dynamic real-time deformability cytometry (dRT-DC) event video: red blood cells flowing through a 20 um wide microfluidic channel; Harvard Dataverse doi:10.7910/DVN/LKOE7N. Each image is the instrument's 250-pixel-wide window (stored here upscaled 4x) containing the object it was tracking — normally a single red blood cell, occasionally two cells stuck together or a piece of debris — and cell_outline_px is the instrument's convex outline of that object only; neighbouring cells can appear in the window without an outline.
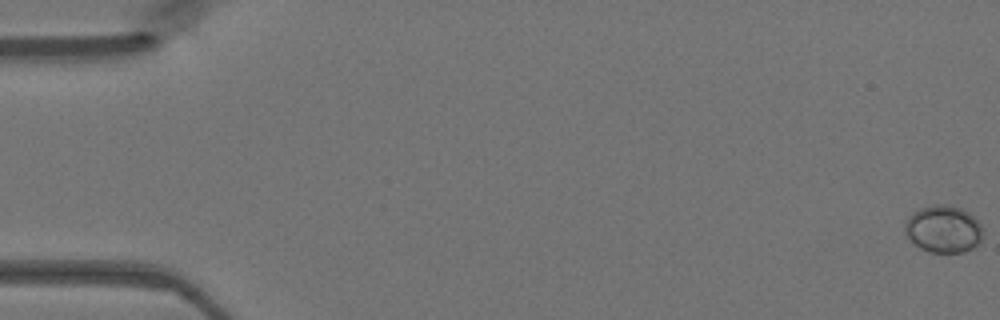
{"species": "Egyptian fruit bat (a non-hibernating species)", "species_latin": "Rousettus aegyptiacus", "temperature_condition": "warm", "stored_images_in_passage": 49, "camera_frame_rate_fps": 3000, "um_per_image_px": 0.085, "animal": {"sex": "female"}, "frame": {"image": 1, "passage_image": 1, "time_ms": 0.0, "image_size_px": [1000, 320], "cell_outline_px": [[980, 240], [972, 248], [964, 252], [928, 252], [912, 244], [908, 240], [904, 232], [904, 224], [908, 216], [912, 212], [920, 208], [936, 204], [948, 204], [960, 208], [968, 212], [980, 224]], "centroid_in_image_um": [80.1, 19.47], "position_along_channel_um": 4.9, "area_um2": 21.5}}
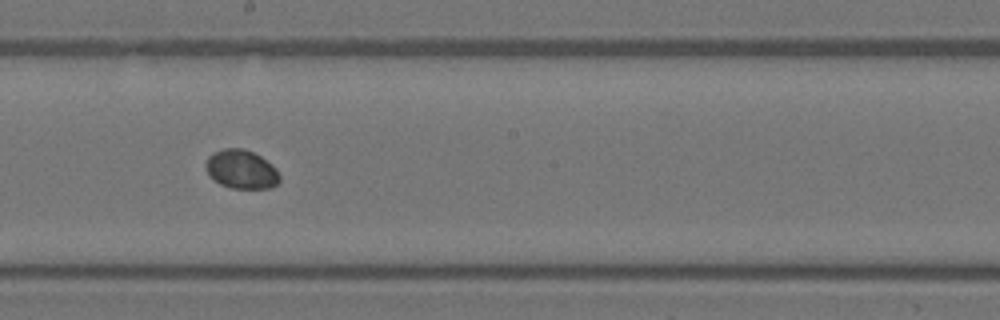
{"frame": {"image": 2, "passage_image": 28, "time_ms": 9.0, "image_size_px": [1000, 320], "cell_outline_px": [[280, 180], [276, 184], [268, 188], [232, 188], [220, 184], [208, 172], [204, 164], [208, 156], [212, 152], [224, 148], [244, 148], [260, 156], [272, 164], [276, 168], [280, 176]], "centroid_in_image_um": [20.51, 14.37], "position_along_channel_um": 227.7, "area_um2": 16.65}}
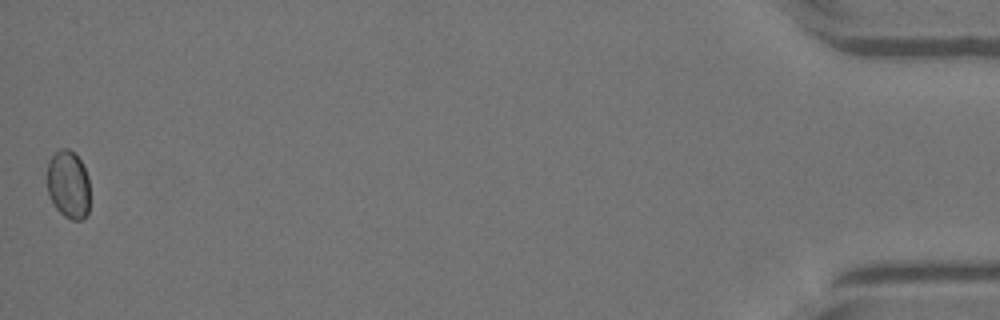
{"frame": {"image": 3, "passage_image": 49, "time_ms": 16.0, "image_size_px": [1000, 320], "cell_outline_px": [[88, 212], [84, 220], [72, 220], [64, 216], [56, 208], [48, 192], [48, 160], [60, 148], [68, 148], [80, 160], [88, 176]], "centroid_in_image_um": [5.81, 15.69], "position_along_channel_um": 429.4, "area_um2": 16.76}}